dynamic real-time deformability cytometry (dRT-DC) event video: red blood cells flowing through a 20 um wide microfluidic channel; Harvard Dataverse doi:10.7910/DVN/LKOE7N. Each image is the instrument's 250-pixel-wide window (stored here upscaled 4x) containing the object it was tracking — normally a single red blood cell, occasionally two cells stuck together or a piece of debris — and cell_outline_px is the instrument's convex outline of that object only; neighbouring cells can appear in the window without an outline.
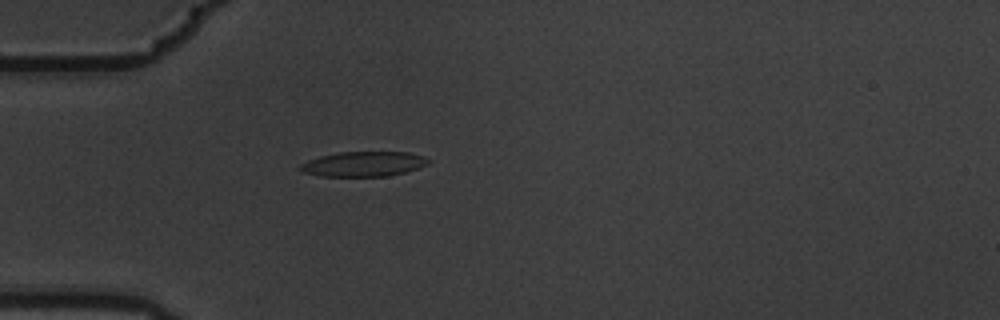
{"species": "common noctule bat (a hibernating species)", "species_latin": "Nyctalus noctula", "temperature_condition": "warm", "stored_images_in_passage": 2, "camera_frame_rate_fps": 3000, "um_per_image_px": 0.085, "animal": {"sex": "male", "body_mass_g": 19.5, "forearm_length_mm": 54.6}, "frame": {"image": 1, "passage_image": 2, "time_ms": 0.333, "image_size_px": [1000, 320], "cell_outline_px": [[432, 160], [428, 164], [404, 172], [388, 176], [320, 176], [304, 172], [300, 168], [300, 164], [308, 160], [320, 156], [340, 152], [408, 152], [424, 156]], "centroid_in_image_um": [30.92, 13.93], "position_along_channel_um": 54.1, "area_um2": 18.5}}